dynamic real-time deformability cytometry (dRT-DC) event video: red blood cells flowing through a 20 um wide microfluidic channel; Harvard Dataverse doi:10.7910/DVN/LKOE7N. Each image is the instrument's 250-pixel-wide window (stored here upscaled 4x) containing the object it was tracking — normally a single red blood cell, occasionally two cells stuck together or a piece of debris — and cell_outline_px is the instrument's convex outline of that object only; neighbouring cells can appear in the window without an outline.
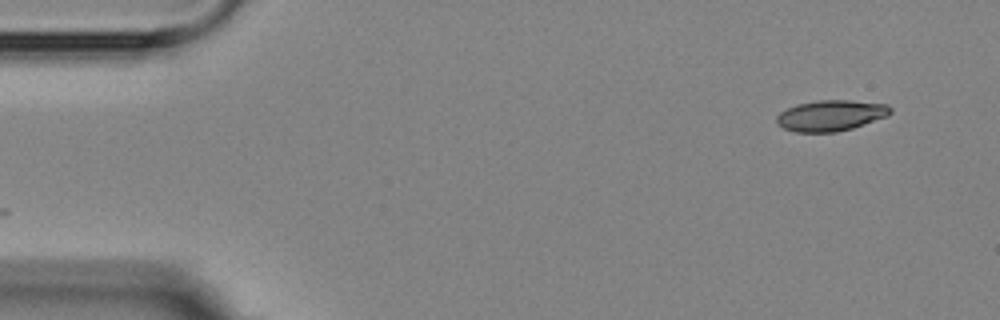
{"species": "Egyptian fruit bat (a non-hibernating species)", "species_latin": "Rousettus aegyptiacus", "temperature_condition": "room temperature", "stored_images_in_passage": 4, "camera_frame_rate_fps": 3000, "um_per_image_px": 0.085, "animal": {"sex": "female"}, "frame": {"image": 1, "passage_image": 1, "time_ms": 0.0, "image_size_px": [1000, 320], "cell_outline_px": [[892, 112], [888, 116], [852, 128], [836, 132], [796, 132], [784, 128], [776, 120], [776, 116], [780, 112], [796, 104], [816, 100], [852, 100], [888, 104], [892, 108]], "centroid_in_image_um": [70.65, 9.8], "position_along_channel_um": 14.3, "area_um2": 20.52}}
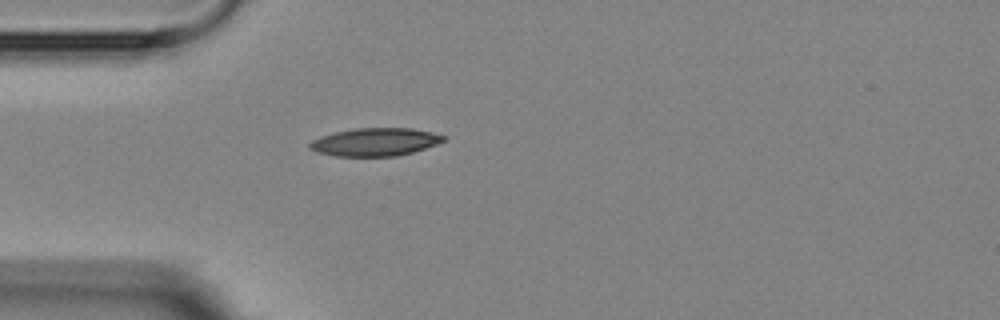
{"frame": {"image": 2, "passage_image": 4, "time_ms": 3.667, "image_size_px": [1000, 320], "cell_outline_px": [[444, 140], [436, 144], [412, 152], [396, 156], [336, 156], [316, 152], [308, 148], [308, 144], [312, 140], [320, 136], [336, 132], [356, 128], [412, 128], [432, 132], [444, 136]], "centroid_in_image_um": [31.83, 12.07], "position_along_channel_um": 53.2, "area_um2": 21.68}}